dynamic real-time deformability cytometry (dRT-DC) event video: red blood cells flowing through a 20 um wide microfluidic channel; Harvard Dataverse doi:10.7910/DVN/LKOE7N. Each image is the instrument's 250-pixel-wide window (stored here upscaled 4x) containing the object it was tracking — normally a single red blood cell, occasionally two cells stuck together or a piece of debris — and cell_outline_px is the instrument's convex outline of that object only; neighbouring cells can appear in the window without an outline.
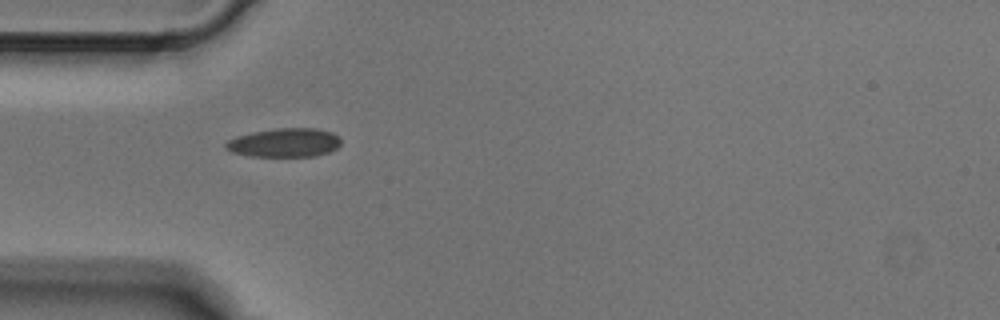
{"species": "Egyptian fruit bat (a non-hibernating species)", "species_latin": "Rousettus aegyptiacus", "temperature_condition": "cold", "stored_images_in_passage": 2, "camera_frame_rate_fps": 3000, "um_per_image_px": 0.085, "animal": {"sex": "male"}, "frame": {"image": 1, "passage_image": 1, "time_ms": 0.0, "image_size_px": [1000, 320], "cell_outline_px": [[340, 144], [336, 148], [328, 152], [316, 156], [248, 156], [232, 152], [224, 148], [224, 144], [228, 140], [236, 136], [252, 132], [276, 128], [316, 128], [332, 132], [340, 136]], "centroid_in_image_um": [24.17, 12.12], "position_along_channel_um": 60.8, "area_um2": 19.48}}
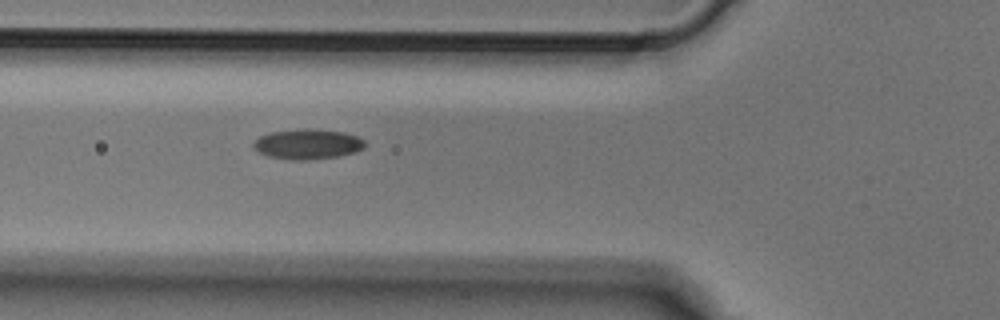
{"frame": {"image": 2, "passage_image": 2, "time_ms": 0.333, "image_size_px": [1000, 320], "cell_outline_px": [[364, 148], [356, 152], [336, 156], [304, 160], [292, 160], [268, 156], [260, 152], [252, 144], [260, 136], [268, 132], [304, 128], [308, 128], [344, 132], [356, 136], [364, 140]], "centroid_in_image_um": [26.15, 12.24], "position_along_channel_um": 99.7, "area_um2": 19.42}}